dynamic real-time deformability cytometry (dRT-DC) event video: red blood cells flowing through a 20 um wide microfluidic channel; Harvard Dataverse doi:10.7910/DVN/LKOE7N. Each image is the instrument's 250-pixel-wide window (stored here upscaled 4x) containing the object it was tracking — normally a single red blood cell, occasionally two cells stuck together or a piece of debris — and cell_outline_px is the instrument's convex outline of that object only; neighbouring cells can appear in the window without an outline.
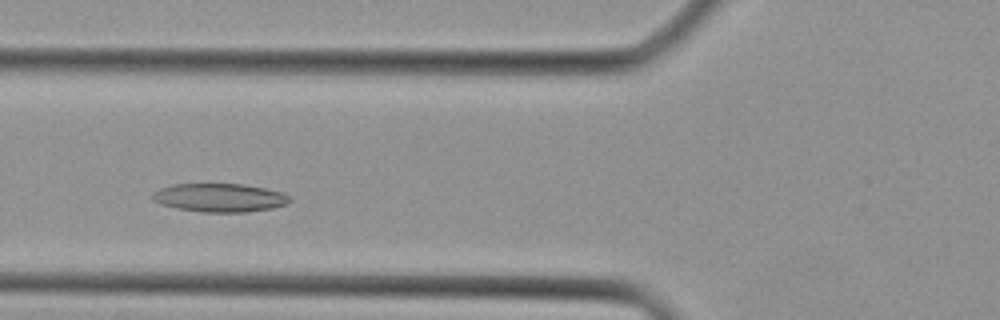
{"species": "Egyptian fruit bat (a non-hibernating species)", "species_latin": "Rousettus aegyptiacus", "temperature_condition": "cold", "stored_images_in_passage": 33, "camera_frame_rate_fps": 3000, "um_per_image_px": 0.085, "animal": {"sex": "female"}, "frame": {"image": 1, "passage_image": 8, "time_ms": 2.333, "image_size_px": [1000, 320], "cell_outline_px": [[292, 200], [284, 204], [272, 208], [248, 212], [200, 212], [176, 208], [160, 204], [152, 200], [152, 192], [160, 188], [172, 184], [244, 184], [264, 188], [280, 192], [288, 196]], "centroid_in_image_um": [18.61, 16.8], "position_along_channel_um": 107.2, "area_um2": 22.77}}
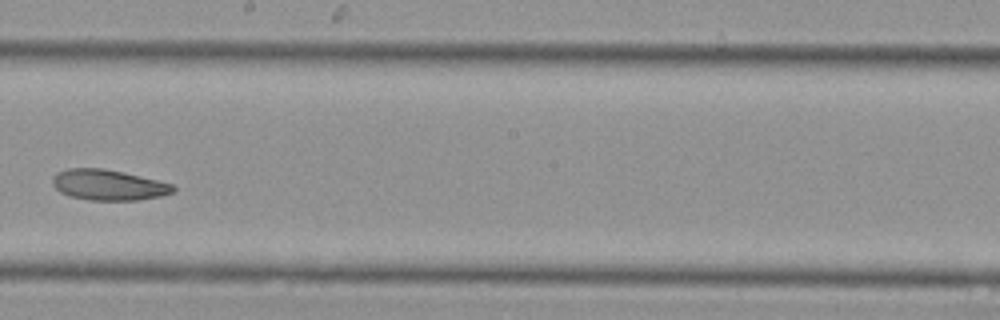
{"frame": {"image": 2, "passage_image": 16, "time_ms": 5.0, "image_size_px": [1000, 320], "cell_outline_px": [[176, 188], [172, 192], [160, 196], [136, 200], [88, 200], [68, 196], [60, 192], [52, 184], [52, 180], [56, 172], [68, 168], [104, 168], [156, 180], [172, 184]], "centroid_in_image_um": [9.16, 15.72], "position_along_channel_um": 239.0, "area_um2": 21.39}}
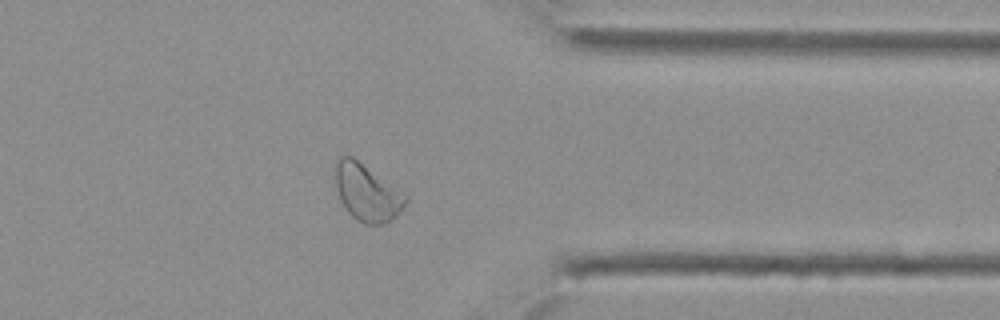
{"frame": {"image": 3, "passage_image": 25, "time_ms": 8.0, "image_size_px": [1000, 320], "cell_outline_px": [[408, 200], [396, 216], [392, 220], [384, 224], [364, 224], [356, 220], [344, 208], [340, 200], [336, 184], [336, 160], [340, 156], [352, 156], [408, 196]], "centroid_in_image_um": [31.19, 16.39], "position_along_channel_um": 380.2, "area_um2": 23.06}}